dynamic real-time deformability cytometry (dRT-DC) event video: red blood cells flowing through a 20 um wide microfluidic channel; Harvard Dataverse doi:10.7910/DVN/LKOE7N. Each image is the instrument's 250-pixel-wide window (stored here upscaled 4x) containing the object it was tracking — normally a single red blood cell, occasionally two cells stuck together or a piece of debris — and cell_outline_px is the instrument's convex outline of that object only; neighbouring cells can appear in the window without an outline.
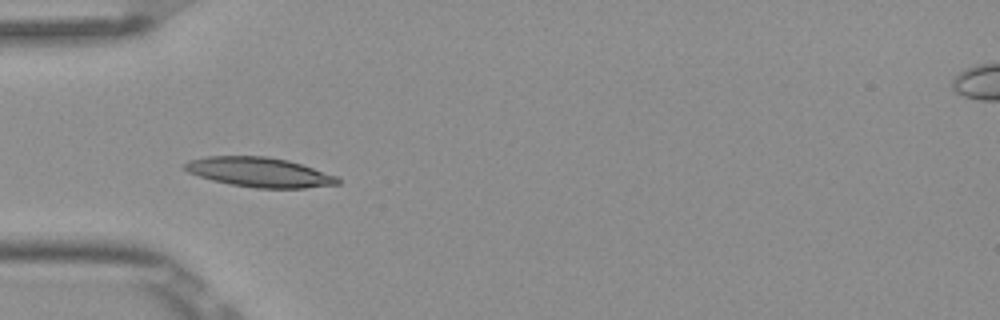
{"species": "Egyptian fruit bat (a non-hibernating species)", "species_latin": "Rousettus aegyptiacus", "temperature_condition": "room temperature", "stored_images_in_passage": 5, "camera_frame_rate_fps": 3000, "um_per_image_px": 0.085, "frame": {"image": 1, "passage_image": 4, "time_ms": 1.0, "image_size_px": [1000, 320], "cell_outline_px": [[340, 184], [304, 188], [256, 188], [232, 184], [212, 180], [188, 172], [184, 168], [184, 164], [188, 160], [208, 156], [268, 156], [288, 160], [336, 176], [340, 180]], "centroid_in_image_um": [22.04, 14.63], "position_along_channel_um": 63.0, "area_um2": 26.18}}
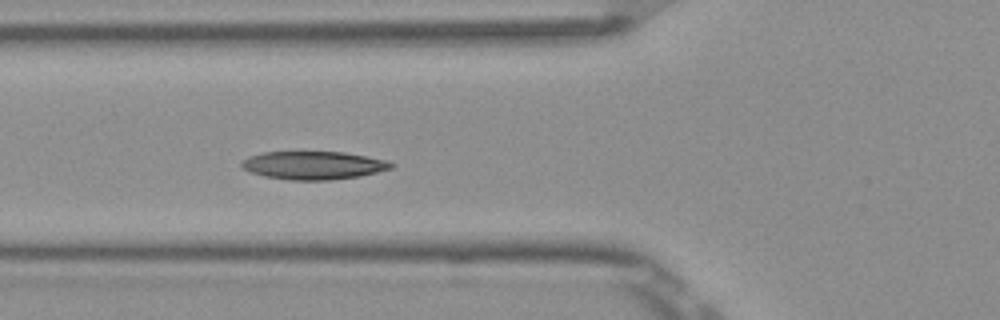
{"frame": {"image": 2, "passage_image": 5, "time_ms": 1.333, "image_size_px": [1000, 320], "cell_outline_px": [[396, 164], [392, 168], [360, 176], [328, 180], [288, 180], [264, 176], [252, 172], [244, 168], [240, 164], [248, 156], [264, 152], [344, 152], [368, 156], [388, 160]], "centroid_in_image_um": [26.68, 14.05], "position_along_channel_um": 99.1, "area_um2": 24.51}}